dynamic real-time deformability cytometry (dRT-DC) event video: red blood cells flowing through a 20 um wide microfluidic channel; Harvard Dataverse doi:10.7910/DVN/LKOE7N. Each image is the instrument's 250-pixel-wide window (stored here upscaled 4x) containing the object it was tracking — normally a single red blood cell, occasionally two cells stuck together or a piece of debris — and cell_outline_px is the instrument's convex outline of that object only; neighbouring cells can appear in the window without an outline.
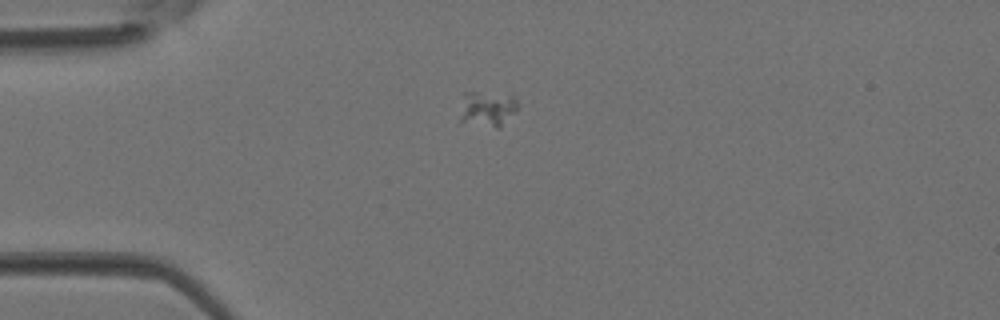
{"species": "Egyptian fruit bat (a non-hibernating species)", "species_latin": "Rousettus aegyptiacus", "temperature_condition": "room temperature", "stored_images_in_passage": 37, "camera_frame_rate_fps": 3000, "um_per_image_px": 0.085, "animal": {"sex": "female"}, "frame": {"image": 1, "passage_image": 6, "time_ms": 1.667, "image_size_px": [1000, 320], "cell_outline_px": [[520, 108], [500, 128], [496, 128], [460, 124], [460, 120], [464, 92], [476, 92], [512, 96], [520, 104]], "centroid_in_image_um": [41.44, 9.3], "position_along_channel_um": 43.6, "area_um2": 12.25}}
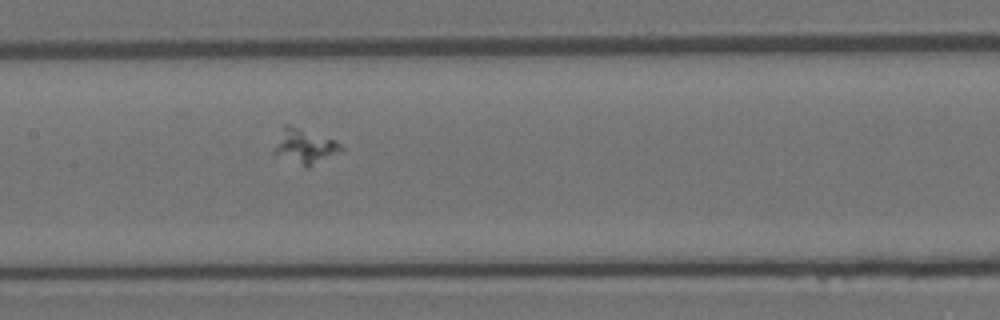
{"frame": {"image": 2, "passage_image": 16, "time_ms": 5.0, "image_size_px": [1000, 320], "cell_outline_px": [[344, 152], [308, 168], [304, 168], [272, 152], [284, 124], [288, 124], [336, 140], [344, 148]], "centroid_in_image_um": [25.97, 12.47], "position_along_channel_um": 181.4, "area_um2": 13.81}}
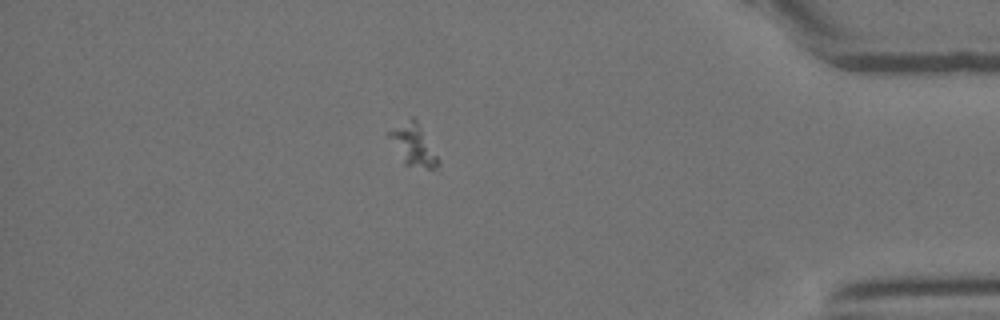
{"frame": {"image": 3, "passage_image": 32, "time_ms": 10.333, "image_size_px": [1000, 320], "cell_outline_px": [[440, 164], [436, 168], [428, 168], [404, 164], [384, 132], [412, 116], [416, 120], [440, 160]], "centroid_in_image_um": [35.08, 12.3], "position_along_channel_um": 400.1, "area_um2": 11.91}}